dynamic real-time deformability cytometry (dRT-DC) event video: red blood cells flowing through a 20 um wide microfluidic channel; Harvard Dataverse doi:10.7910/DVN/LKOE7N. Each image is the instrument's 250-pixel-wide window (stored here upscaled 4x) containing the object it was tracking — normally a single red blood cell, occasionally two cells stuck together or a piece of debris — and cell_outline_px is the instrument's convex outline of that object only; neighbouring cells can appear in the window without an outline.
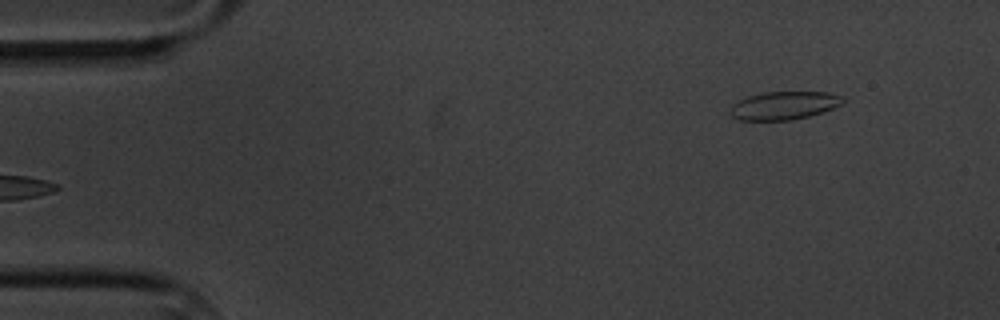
{"species": "common noctule bat (a hibernating species)", "species_latin": "Nyctalus noctula", "temperature_condition": "cold", "stored_images_in_passage": 4, "camera_frame_rate_fps": 3000, "um_per_image_px": 0.085, "animal": {"sex": "male", "body_mass_g": 20.1, "forearm_length_mm": 53.5}, "frame": {"image": 1, "passage_image": 4, "time_ms": 3.333, "image_size_px": [1000, 320], "cell_outline_px": [[844, 100], [840, 104], [824, 112], [792, 120], [740, 120], [732, 116], [732, 104], [748, 96], [764, 92], [828, 92], [844, 96]], "centroid_in_image_um": [66.68, 8.96], "position_along_channel_um": 18.3, "area_um2": 18.32}}